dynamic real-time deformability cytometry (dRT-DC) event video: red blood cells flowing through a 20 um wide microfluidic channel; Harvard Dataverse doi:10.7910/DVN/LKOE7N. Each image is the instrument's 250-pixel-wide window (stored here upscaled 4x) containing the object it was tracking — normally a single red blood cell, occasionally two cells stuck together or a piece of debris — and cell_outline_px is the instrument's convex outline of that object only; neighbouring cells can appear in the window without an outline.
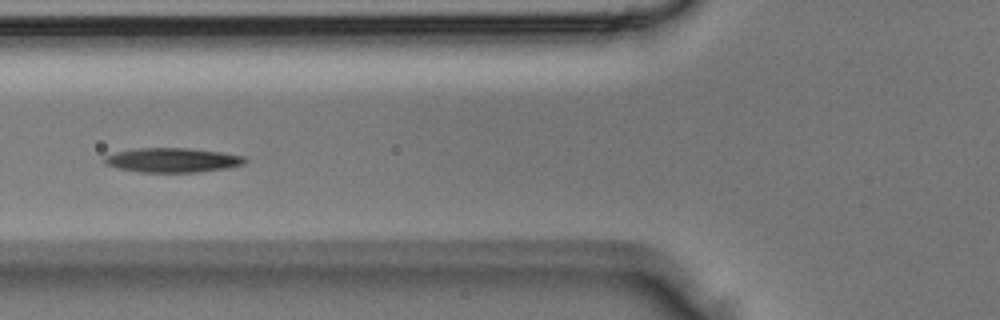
{"species": "Egyptian fruit bat (a non-hibernating species)", "species_latin": "Rousettus aegyptiacus", "temperature_condition": "room temperature", "stored_images_in_passage": 3, "camera_frame_rate_fps": 3000, "um_per_image_px": 0.085, "animal": {"sex": "male"}, "frame": {"image": 1, "passage_image": 3, "time_ms": 0.667, "image_size_px": [1000, 320], "cell_outline_px": [[248, 160], [244, 164], [228, 168], [196, 172], [140, 172], [120, 168], [104, 164], [104, 160], [108, 156], [116, 152], [140, 148], [188, 148], [220, 152], [244, 156]], "centroid_in_image_um": [14.71, 13.61], "position_along_channel_um": 111.1, "area_um2": 19.77}}